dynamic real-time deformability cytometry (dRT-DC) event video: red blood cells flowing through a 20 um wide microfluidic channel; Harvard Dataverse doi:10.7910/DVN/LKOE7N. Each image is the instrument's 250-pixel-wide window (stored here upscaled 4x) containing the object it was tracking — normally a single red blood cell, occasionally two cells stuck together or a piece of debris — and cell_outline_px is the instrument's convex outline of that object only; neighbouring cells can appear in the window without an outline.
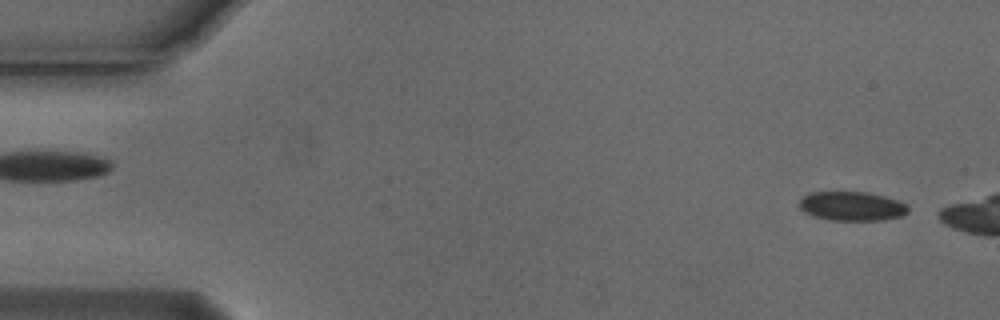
{"species": "Egyptian fruit bat (a non-hibernating species)", "species_latin": "Rousettus aegyptiacus", "temperature_condition": "cold", "stored_images_in_passage": 3, "camera_frame_rate_fps": 3000, "um_per_image_px": 0.085, "animal": {"sex": "male"}, "frame": {"image": 1, "passage_image": 1, "time_ms": 0.0, "image_size_px": [1000, 320], "cell_outline_px": [[908, 212], [900, 216], [880, 220], [828, 220], [812, 216], [804, 212], [800, 208], [800, 200], [804, 196], [812, 192], [868, 192], [884, 196], [896, 200], [904, 204], [908, 208]], "centroid_in_image_um": [72.37, 17.52], "position_along_channel_um": 12.6, "area_um2": 18.32}}